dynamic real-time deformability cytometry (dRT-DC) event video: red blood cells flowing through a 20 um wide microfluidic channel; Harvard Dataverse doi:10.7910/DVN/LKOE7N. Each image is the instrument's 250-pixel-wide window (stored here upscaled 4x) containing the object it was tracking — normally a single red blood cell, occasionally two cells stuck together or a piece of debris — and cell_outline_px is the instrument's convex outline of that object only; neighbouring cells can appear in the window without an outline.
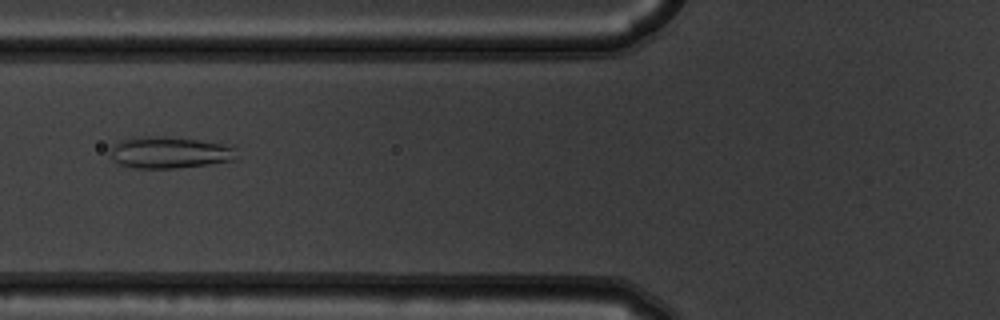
{"species": "common noctule bat (a hibernating species)", "species_latin": "Nyctalus noctula", "temperature_condition": "warm", "stored_images_in_passage": 55, "camera_frame_rate_fps": 3000, "um_per_image_px": 0.085, "animal": {"sex": "male", "body_mass_g": 19.5, "forearm_length_mm": 54.6}, "frame": {"image": 1, "passage_image": 22, "time_ms": 7.0, "image_size_px": [1000, 320], "cell_outline_px": [[240, 160], [176, 168], [136, 168], [120, 164], [112, 156], [112, 148], [120, 140], [132, 136], [164, 136], [196, 140], [220, 144], [236, 148]], "centroid_in_image_um": [14.47, 12.96], "position_along_channel_um": 111.3, "area_um2": 23.24}}
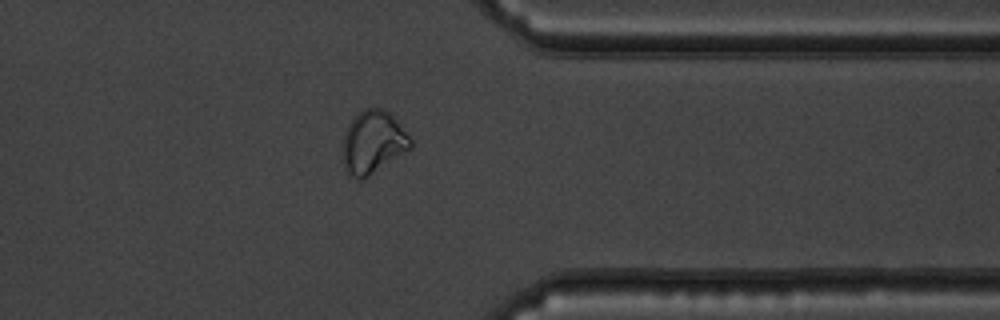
{"frame": {"image": 2, "passage_image": 44, "time_ms": 14.333, "image_size_px": [1000, 320], "cell_outline_px": [[412, 148], [364, 180], [360, 180], [348, 176], [344, 168], [340, 144], [344, 132], [352, 116], [364, 108], [384, 108], [400, 124], [412, 140]], "centroid_in_image_um": [31.65, 12.12], "position_along_channel_um": 379.8, "area_um2": 25.66}}
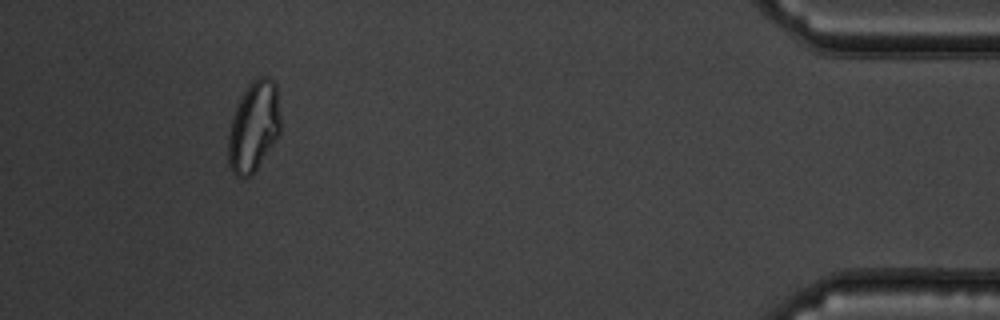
{"frame": {"image": 3, "passage_image": 51, "time_ms": 16.667, "image_size_px": [1000, 320], "cell_outline_px": [[280, 132], [252, 176], [236, 176], [232, 172], [228, 164], [228, 136], [232, 120], [236, 108], [248, 84], [252, 80], [260, 76], [268, 76], [276, 84], [280, 116]], "centroid_in_image_um": [21.57, 10.76], "position_along_channel_um": 413.6, "area_um2": 27.28}}